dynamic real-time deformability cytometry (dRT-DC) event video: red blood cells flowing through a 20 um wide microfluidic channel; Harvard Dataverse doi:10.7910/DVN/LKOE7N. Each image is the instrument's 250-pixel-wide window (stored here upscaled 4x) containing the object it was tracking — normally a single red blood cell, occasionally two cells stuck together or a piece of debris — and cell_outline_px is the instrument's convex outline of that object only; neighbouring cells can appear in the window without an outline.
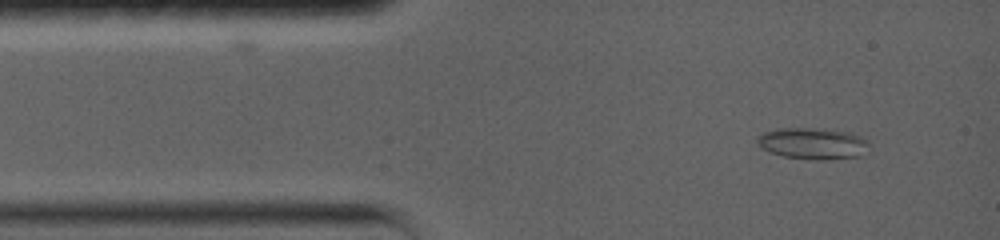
{"species": "common noctule bat (a hibernating species)", "species_latin": "Nyctalus noctula", "temperature_condition": "warm", "stored_images_in_passage": 81, "camera_frame_rate_fps": 5000, "um_per_image_px": 0.085, "animal": {"sex": "female", "body_mass_g": 19.0, "forearm_length_mm": 56.7}, "frame": {"image": 1, "passage_image": 6, "time_ms": 1.0, "image_size_px": [1000, 240], "cell_outline_px": [[868, 140], [860, 156], [828, 160], [816, 160], [784, 156], [768, 152], [756, 140], [756, 136], [764, 132], [784, 128], [816, 128], [848, 132], [860, 136]], "centroid_in_image_um": [69.05, 12.19], "position_along_channel_um": 15.9, "area_um2": 20.17}}
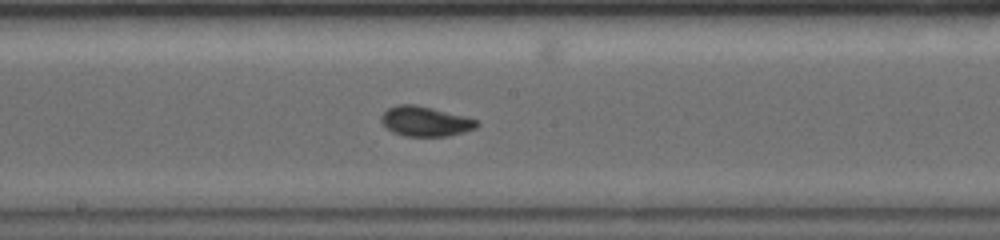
{"frame": {"image": 2, "passage_image": 38, "time_ms": 7.4, "image_size_px": [1000, 240], "cell_outline_px": [[480, 124], [476, 128], [464, 132], [448, 136], [404, 136], [392, 132], [380, 120], [380, 116], [388, 108], [396, 104], [416, 104], [464, 116], [476, 120]], "centroid_in_image_um": [36.13, 10.31], "position_along_channel_um": 212.1, "area_um2": 16.65}}
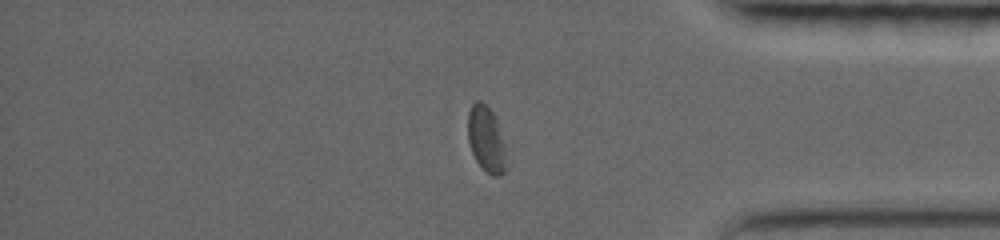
{"frame": {"image": 3, "passage_image": 64, "time_ms": 12.6, "image_size_px": [1000, 240], "cell_outline_px": [[504, 172], [496, 176], [492, 176], [476, 160], [472, 152], [468, 136], [468, 112], [472, 104], [476, 100], [484, 104], [492, 112], [504, 168]], "centroid_in_image_um": [41.19, 11.8], "position_along_channel_um": 394.0, "area_um2": 12.89}, "authors_computed_cell_mechanics": {"area_um2": 15.5482, "velocity_mm_per_s": 3.7924, "shape_relaxation_time_tau1_ms": 9.3112, "shape_relaxation_time_tau2_ms": 1.535, "deformation_change_tau1": 0.2138, "deformation_change_tau2": 0.0617}}